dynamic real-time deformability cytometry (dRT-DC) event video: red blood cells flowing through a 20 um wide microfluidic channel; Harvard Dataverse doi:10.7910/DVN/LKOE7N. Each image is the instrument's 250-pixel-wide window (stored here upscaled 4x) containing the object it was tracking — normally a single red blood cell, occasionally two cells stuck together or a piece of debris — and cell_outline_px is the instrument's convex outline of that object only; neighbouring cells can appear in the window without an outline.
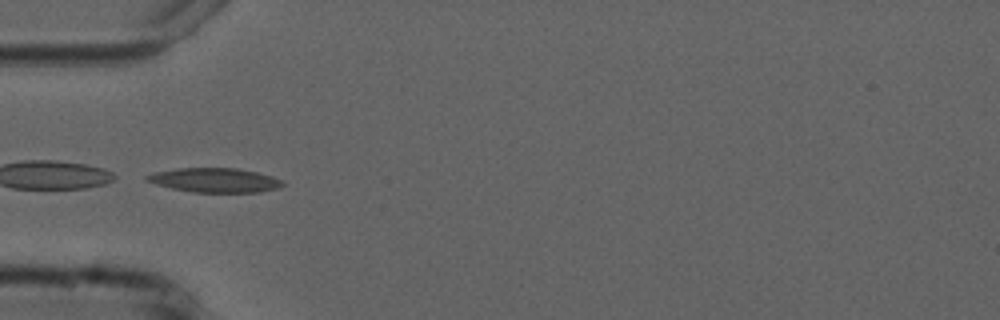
{"species": "common noctule bat (a hibernating species)", "species_latin": "Nyctalus noctula", "temperature_condition": "cold", "stored_images_in_passage": 6, "camera_frame_rate_fps": 3000, "um_per_image_px": 0.085, "animal": {"sex": "male", "forearm_length_mm": 52.5}, "frame": {"image": 1, "passage_image": 5, "time_ms": 4.667, "image_size_px": [1000, 320], "cell_outline_px": [[284, 184], [280, 188], [260, 192], [192, 192], [172, 188], [156, 184], [144, 180], [144, 176], [156, 172], [176, 168], [236, 168], [256, 172], [272, 176], [284, 180]], "centroid_in_image_um": [18.28, 15.31], "position_along_channel_um": 66.7, "area_um2": 19.31}}
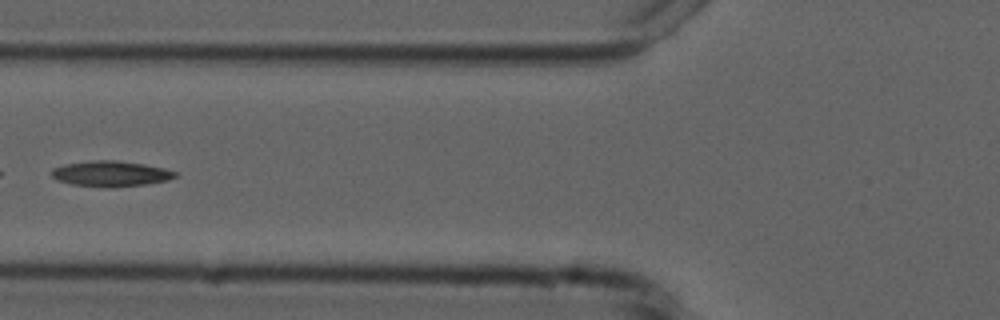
{"frame": {"image": 2, "passage_image": 6, "time_ms": 6.0, "image_size_px": [1000, 320], "cell_outline_px": [[176, 176], [168, 180], [144, 184], [108, 188], [104, 188], [72, 184], [56, 180], [52, 176], [52, 168], [64, 164], [92, 160], [116, 160], [144, 164], [164, 168], [176, 172]], "centroid_in_image_um": [9.38, 14.76], "position_along_channel_um": 116.4, "area_um2": 18.44}}